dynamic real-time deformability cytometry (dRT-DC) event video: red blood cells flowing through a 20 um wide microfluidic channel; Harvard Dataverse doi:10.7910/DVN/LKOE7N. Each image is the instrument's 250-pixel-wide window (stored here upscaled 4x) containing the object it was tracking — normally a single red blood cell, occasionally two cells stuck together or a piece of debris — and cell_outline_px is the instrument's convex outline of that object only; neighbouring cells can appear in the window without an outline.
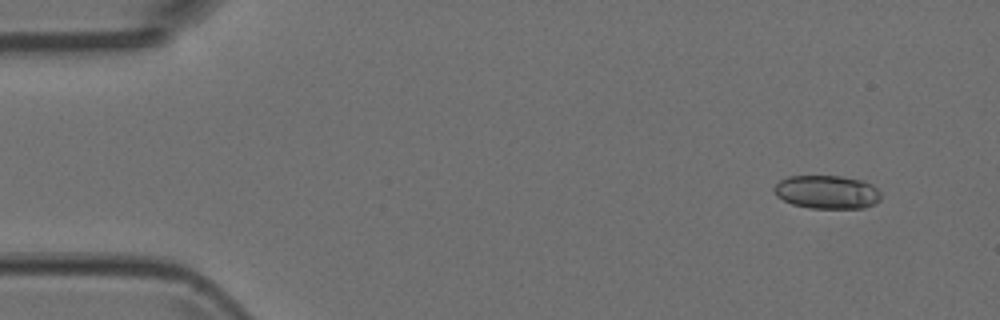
{"species": "Egyptian fruit bat (a non-hibernating species)", "species_latin": "Rousettus aegyptiacus", "temperature_condition": "room temperature", "stored_images_in_passage": 6, "camera_frame_rate_fps": 3000, "um_per_image_px": 0.085, "animal": {"sex": "female"}, "frame": {"image": 1, "passage_image": 2, "time_ms": 0.333, "image_size_px": [1000, 320], "cell_outline_px": [[880, 200], [876, 204], [864, 208], [812, 208], [792, 204], [776, 196], [772, 188], [780, 180], [788, 176], [840, 176], [864, 180], [872, 184], [880, 192]], "centroid_in_image_um": [70.3, 16.32], "position_along_channel_um": 14.7, "area_um2": 20.98}}